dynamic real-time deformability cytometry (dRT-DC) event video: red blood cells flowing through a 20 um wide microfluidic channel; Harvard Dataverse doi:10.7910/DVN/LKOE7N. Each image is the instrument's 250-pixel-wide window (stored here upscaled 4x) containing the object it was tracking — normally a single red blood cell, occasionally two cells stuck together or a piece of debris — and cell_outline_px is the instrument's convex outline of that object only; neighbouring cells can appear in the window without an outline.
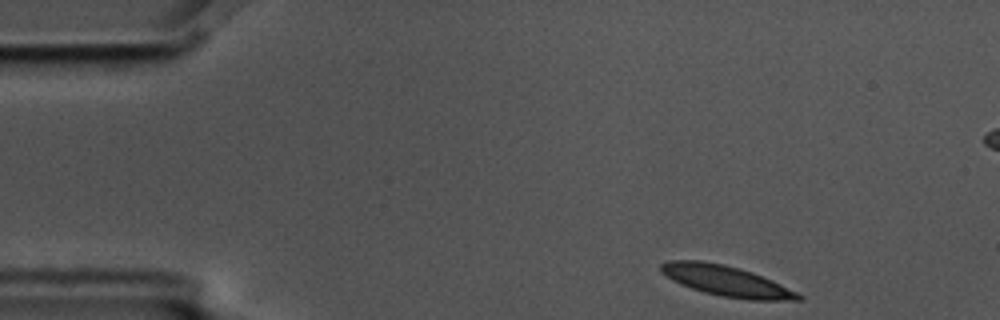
{"species": "common noctule bat (a hibernating species)", "species_latin": "Nyctalus noctula", "temperature_condition": "cold", "stored_images_in_passage": 4, "segment_of_instrument_passage": [1, 2], "camera_frame_rate_fps": 3000, "um_per_image_px": 0.085, "animal": {"sex": "male", "body_mass_g": 17.5, "forearm_length_mm": 52.3}, "frame": {"image": 1, "passage_image": 1, "time_ms": 0.0, "image_size_px": [1000, 320], "cell_outline_px": [[804, 300], [748, 300], [720, 296], [704, 292], [680, 284], [672, 280], [660, 272], [660, 264], [668, 260], [704, 260], [724, 264], [740, 268], [752, 272], [772, 280], [804, 296]], "centroid_in_image_um": [61.71, 23.87], "position_along_channel_um": 23.3, "area_um2": 24.57}}